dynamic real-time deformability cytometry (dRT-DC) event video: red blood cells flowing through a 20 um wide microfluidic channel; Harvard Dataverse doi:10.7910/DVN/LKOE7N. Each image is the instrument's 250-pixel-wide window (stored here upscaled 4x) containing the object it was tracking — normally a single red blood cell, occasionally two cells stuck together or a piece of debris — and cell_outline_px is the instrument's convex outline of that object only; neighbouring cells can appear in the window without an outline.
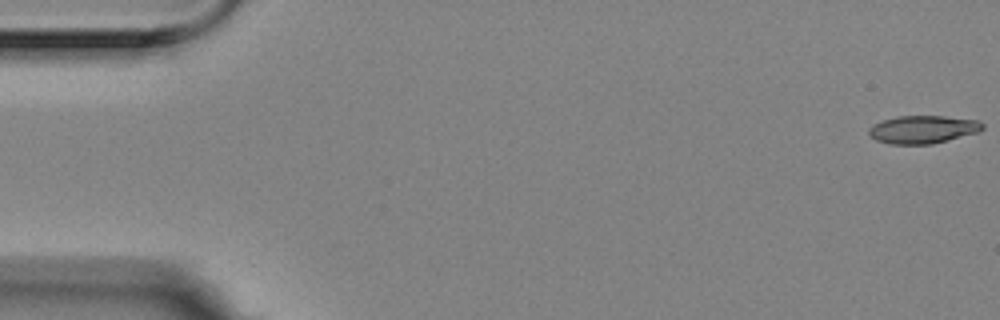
{"species": "Egyptian fruit bat (a non-hibernating species)", "species_latin": "Rousettus aegyptiacus", "temperature_condition": "room temperature", "stored_images_in_passage": 3, "camera_frame_rate_fps": 3000, "um_per_image_px": 0.085, "animal": {"sex": "female"}, "frame": {"image": 1, "passage_image": 1, "time_ms": 0.0, "image_size_px": [1000, 320], "cell_outline_px": [[984, 128], [980, 132], [932, 144], [888, 144], [876, 140], [868, 132], [868, 128], [872, 124], [896, 116], [944, 116], [980, 120], [984, 124]], "centroid_in_image_um": [78.47, 11.0], "position_along_channel_um": 6.5, "area_um2": 18.67}}